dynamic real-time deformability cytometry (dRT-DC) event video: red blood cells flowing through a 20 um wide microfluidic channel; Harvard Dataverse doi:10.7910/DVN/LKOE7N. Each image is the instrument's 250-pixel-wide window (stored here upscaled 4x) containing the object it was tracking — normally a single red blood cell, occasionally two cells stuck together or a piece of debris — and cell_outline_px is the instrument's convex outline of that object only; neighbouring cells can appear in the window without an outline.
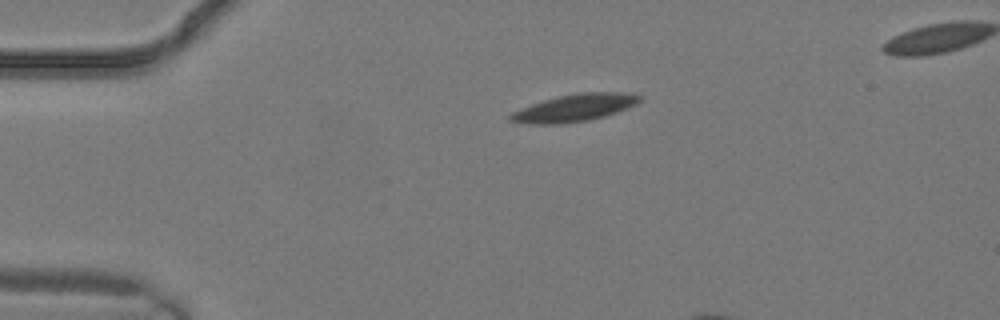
{"species": "common noctule bat (a hibernating species)", "species_latin": "Nyctalus noctula", "temperature_condition": "warm", "stored_images_in_passage": 4, "camera_frame_rate_fps": 3000, "um_per_image_px": 0.085, "animal": {"sex": "male", "body_mass_g": 19.2, "forearm_length_mm": 51.8}, "frame": {"image": 1, "passage_image": 4, "time_ms": 1.0, "image_size_px": [1000, 320], "cell_outline_px": [[640, 100], [636, 104], [628, 108], [604, 116], [588, 120], [560, 124], [528, 124], [508, 120], [508, 116], [512, 112], [532, 104], [544, 100], [576, 92], [624, 92], [640, 96]], "centroid_in_image_um": [48.82, 9.17], "position_along_channel_um": 36.2, "area_um2": 20.4}}